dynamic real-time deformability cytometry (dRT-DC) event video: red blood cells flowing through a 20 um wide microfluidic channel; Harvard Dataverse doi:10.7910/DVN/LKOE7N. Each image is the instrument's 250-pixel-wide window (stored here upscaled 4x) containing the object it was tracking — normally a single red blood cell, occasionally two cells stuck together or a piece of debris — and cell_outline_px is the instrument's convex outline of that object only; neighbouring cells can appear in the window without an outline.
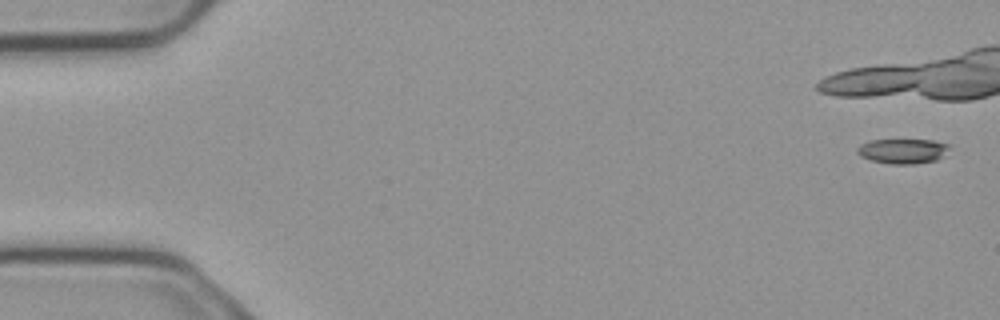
{"species": "common noctule bat (a hibernating species)", "species_latin": "Nyctalus noctula", "temperature_condition": "cold", "stored_images_in_passage": 12, "camera_frame_rate_fps": 3000, "um_per_image_px": 0.085, "animal": {"sex": "male", "body_mass_g": 23.1, "forearm_length_mm": 52.7}, "frame": {"image": 1, "passage_image": 1, "time_ms": 0.0, "image_size_px": [1000, 320], "cell_outline_px": [[948, 148], [944, 156], [936, 160], [912, 164], [892, 164], [872, 160], [860, 156], [856, 152], [856, 148], [860, 144], [872, 140], [932, 140], [948, 144]], "centroid_in_image_um": [76.71, 12.84], "position_along_channel_um": 8.3, "area_um2": 13.24}}
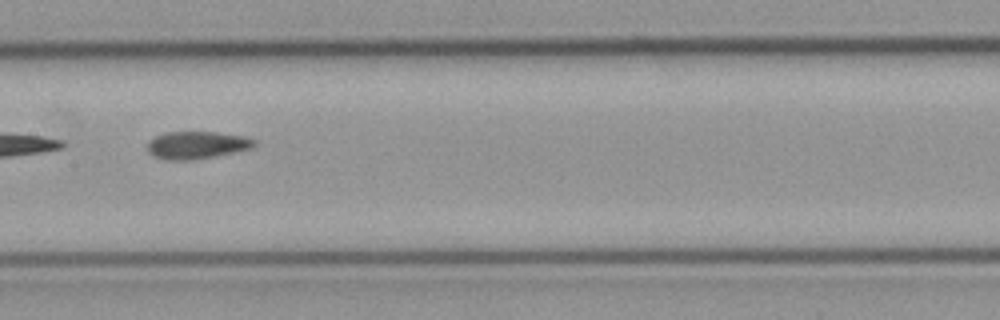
{"frame": {"image": 2, "passage_image": 10, "time_ms": 3.0, "image_size_px": [1000, 320], "cell_outline_px": [[256, 144], [252, 148], [236, 152], [216, 156], [192, 160], [164, 160], [152, 156], [148, 152], [148, 140], [164, 132], [216, 132], [244, 136], [256, 140]], "centroid_in_image_um": [16.71, 12.34], "position_along_channel_um": 190.7, "area_um2": 17.34}}
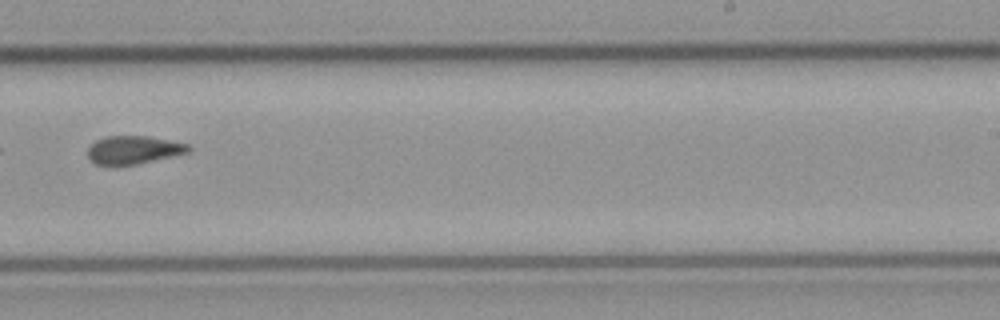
{"frame": {"image": 3, "passage_image": 12, "time_ms": 3.667, "image_size_px": [1000, 320], "cell_outline_px": [[192, 148], [188, 152], [136, 164], [96, 164], [88, 156], [88, 148], [96, 140], [104, 136], [148, 136], [188, 144]], "centroid_in_image_um": [11.35, 12.72], "position_along_channel_um": 277.7, "area_um2": 16.13}}